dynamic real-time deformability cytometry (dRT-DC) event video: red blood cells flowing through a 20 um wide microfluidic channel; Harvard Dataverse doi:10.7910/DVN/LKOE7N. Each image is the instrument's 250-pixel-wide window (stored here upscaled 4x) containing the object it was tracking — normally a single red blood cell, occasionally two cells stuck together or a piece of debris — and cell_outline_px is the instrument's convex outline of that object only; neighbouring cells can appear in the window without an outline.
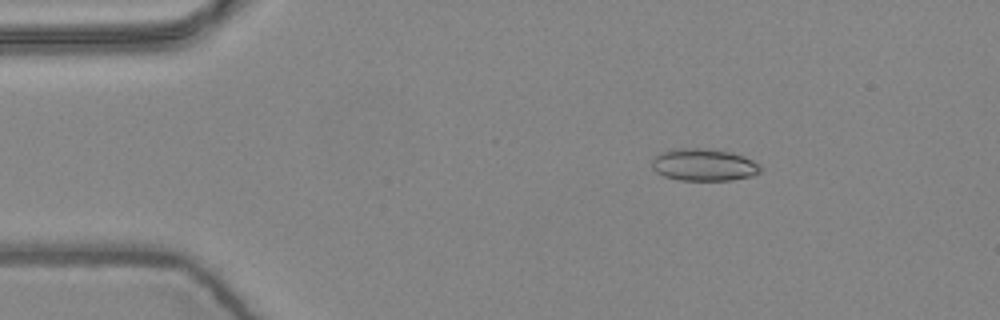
{"species": "common noctule bat (a hibernating species)", "species_latin": "Nyctalus noctula", "temperature_condition": "warm", "stored_images_in_passage": 3, "camera_frame_rate_fps": 3000, "um_per_image_px": 0.085, "animal": {"sex": "female", "body_mass_g": 24.6, "forearm_length_mm": 56.2}, "frame": {"image": 1, "passage_image": 1, "time_ms": 0.0, "image_size_px": [1000, 320], "cell_outline_px": [[764, 168], [760, 172], [752, 176], [732, 180], [680, 180], [664, 176], [656, 172], [652, 168], [652, 160], [660, 152], [676, 148], [708, 148], [732, 152], [744, 156], [760, 164]], "centroid_in_image_um": [59.85, 14.0], "position_along_channel_um": 25.1, "area_um2": 20.63}}